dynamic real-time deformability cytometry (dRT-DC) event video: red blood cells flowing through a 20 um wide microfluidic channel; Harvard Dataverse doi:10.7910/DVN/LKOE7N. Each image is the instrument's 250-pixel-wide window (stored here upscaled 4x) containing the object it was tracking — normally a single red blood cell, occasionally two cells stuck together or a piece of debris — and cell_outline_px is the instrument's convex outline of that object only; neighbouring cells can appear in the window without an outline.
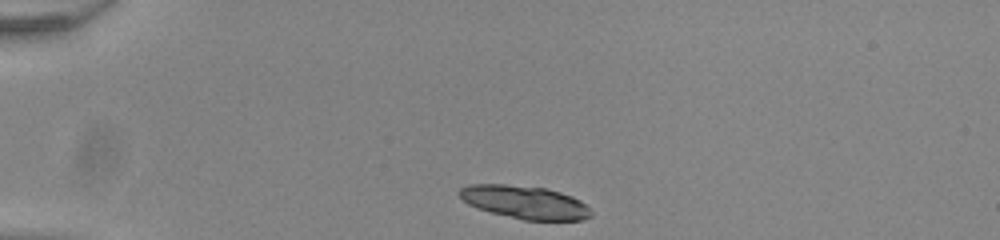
{"species": "common noctule bat (a hibernating species)", "species_latin": "Nyctalus noctula", "temperature_condition": "room temperature", "stored_images_in_passage": 41, "camera_frame_rate_fps": 3000, "um_per_image_px": 0.085, "animal": {"sex": "male", "body_mass_g": 20.0, "forearm_length_mm": 53.3}, "frame": {"image": 1, "passage_image": 1, "time_ms": 0.0, "image_size_px": [1000, 240], "cell_outline_px": [[592, 216], [584, 220], [524, 220], [476, 208], [468, 204], [456, 192], [460, 188], [468, 184], [504, 184], [544, 188], [560, 192], [572, 196], [580, 200], [592, 212]], "centroid_in_image_um": [44.6, 17.19], "position_along_channel_um": 40.4, "area_um2": 25.32}}